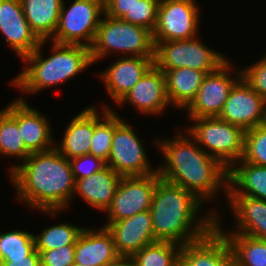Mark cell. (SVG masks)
I'll list each match as a JSON object with an SVG mask.
<instances>
[{"label": "cell", "instance_id": "cell-28", "mask_svg": "<svg viewBox=\"0 0 266 266\" xmlns=\"http://www.w3.org/2000/svg\"><path fill=\"white\" fill-rule=\"evenodd\" d=\"M219 215H216V227L227 238L238 266H266V240L245 234L228 233L221 230Z\"/></svg>", "mask_w": 266, "mask_h": 266}, {"label": "cell", "instance_id": "cell-7", "mask_svg": "<svg viewBox=\"0 0 266 266\" xmlns=\"http://www.w3.org/2000/svg\"><path fill=\"white\" fill-rule=\"evenodd\" d=\"M199 37L188 40L154 42L153 64L165 72L175 68H193L206 74L218 69L227 58L203 44Z\"/></svg>", "mask_w": 266, "mask_h": 266}, {"label": "cell", "instance_id": "cell-12", "mask_svg": "<svg viewBox=\"0 0 266 266\" xmlns=\"http://www.w3.org/2000/svg\"><path fill=\"white\" fill-rule=\"evenodd\" d=\"M230 70L233 68L227 60L218 69L206 74L196 97L185 108L189 118L218 117L220 115L231 89L242 78L241 68L236 78L231 77L232 71Z\"/></svg>", "mask_w": 266, "mask_h": 266}, {"label": "cell", "instance_id": "cell-17", "mask_svg": "<svg viewBox=\"0 0 266 266\" xmlns=\"http://www.w3.org/2000/svg\"><path fill=\"white\" fill-rule=\"evenodd\" d=\"M126 101L143 114L162 113L170 105L164 72L153 64L117 104Z\"/></svg>", "mask_w": 266, "mask_h": 266}, {"label": "cell", "instance_id": "cell-38", "mask_svg": "<svg viewBox=\"0 0 266 266\" xmlns=\"http://www.w3.org/2000/svg\"><path fill=\"white\" fill-rule=\"evenodd\" d=\"M137 0H104V14L122 19L132 9Z\"/></svg>", "mask_w": 266, "mask_h": 266}, {"label": "cell", "instance_id": "cell-39", "mask_svg": "<svg viewBox=\"0 0 266 266\" xmlns=\"http://www.w3.org/2000/svg\"><path fill=\"white\" fill-rule=\"evenodd\" d=\"M0 266H41L40 253L35 249L29 256L19 259H2Z\"/></svg>", "mask_w": 266, "mask_h": 266}, {"label": "cell", "instance_id": "cell-19", "mask_svg": "<svg viewBox=\"0 0 266 266\" xmlns=\"http://www.w3.org/2000/svg\"><path fill=\"white\" fill-rule=\"evenodd\" d=\"M111 109L105 106L99 116L96 107H87L81 113L70 121L65 130L60 145L55 148L67 159L89 154L91 141L94 132V126L103 118Z\"/></svg>", "mask_w": 266, "mask_h": 266}, {"label": "cell", "instance_id": "cell-33", "mask_svg": "<svg viewBox=\"0 0 266 266\" xmlns=\"http://www.w3.org/2000/svg\"><path fill=\"white\" fill-rule=\"evenodd\" d=\"M242 161L266 166V125L245 131Z\"/></svg>", "mask_w": 266, "mask_h": 266}, {"label": "cell", "instance_id": "cell-26", "mask_svg": "<svg viewBox=\"0 0 266 266\" xmlns=\"http://www.w3.org/2000/svg\"><path fill=\"white\" fill-rule=\"evenodd\" d=\"M31 29L41 40H50L56 31L63 0H20Z\"/></svg>", "mask_w": 266, "mask_h": 266}, {"label": "cell", "instance_id": "cell-10", "mask_svg": "<svg viewBox=\"0 0 266 266\" xmlns=\"http://www.w3.org/2000/svg\"><path fill=\"white\" fill-rule=\"evenodd\" d=\"M198 6L196 0H160L157 22L152 32L153 42L197 37L200 19Z\"/></svg>", "mask_w": 266, "mask_h": 266}, {"label": "cell", "instance_id": "cell-16", "mask_svg": "<svg viewBox=\"0 0 266 266\" xmlns=\"http://www.w3.org/2000/svg\"><path fill=\"white\" fill-rule=\"evenodd\" d=\"M182 266H232L234 255L224 234L215 227L203 238L181 247Z\"/></svg>", "mask_w": 266, "mask_h": 266}, {"label": "cell", "instance_id": "cell-15", "mask_svg": "<svg viewBox=\"0 0 266 266\" xmlns=\"http://www.w3.org/2000/svg\"><path fill=\"white\" fill-rule=\"evenodd\" d=\"M0 32L22 59L31 54L42 41L27 22L20 0H0Z\"/></svg>", "mask_w": 266, "mask_h": 266}, {"label": "cell", "instance_id": "cell-35", "mask_svg": "<svg viewBox=\"0 0 266 266\" xmlns=\"http://www.w3.org/2000/svg\"><path fill=\"white\" fill-rule=\"evenodd\" d=\"M241 74L244 81L266 100V56L253 65L241 69Z\"/></svg>", "mask_w": 266, "mask_h": 266}, {"label": "cell", "instance_id": "cell-4", "mask_svg": "<svg viewBox=\"0 0 266 266\" xmlns=\"http://www.w3.org/2000/svg\"><path fill=\"white\" fill-rule=\"evenodd\" d=\"M46 41L42 40L31 54L22 59L27 66L11 81L24 93L32 94L50 86H58L93 64L90 48L77 44L53 42V54L49 58H42L41 48Z\"/></svg>", "mask_w": 266, "mask_h": 266}, {"label": "cell", "instance_id": "cell-30", "mask_svg": "<svg viewBox=\"0 0 266 266\" xmlns=\"http://www.w3.org/2000/svg\"><path fill=\"white\" fill-rule=\"evenodd\" d=\"M84 228L68 222L45 227L41 234L34 236L36 250H53L66 245H75Z\"/></svg>", "mask_w": 266, "mask_h": 266}, {"label": "cell", "instance_id": "cell-31", "mask_svg": "<svg viewBox=\"0 0 266 266\" xmlns=\"http://www.w3.org/2000/svg\"><path fill=\"white\" fill-rule=\"evenodd\" d=\"M0 232V261L2 259H19L29 256L35 249L32 233L22 230Z\"/></svg>", "mask_w": 266, "mask_h": 266}, {"label": "cell", "instance_id": "cell-34", "mask_svg": "<svg viewBox=\"0 0 266 266\" xmlns=\"http://www.w3.org/2000/svg\"><path fill=\"white\" fill-rule=\"evenodd\" d=\"M160 0H137L132 9L122 18L123 21L149 29H155Z\"/></svg>", "mask_w": 266, "mask_h": 266}, {"label": "cell", "instance_id": "cell-40", "mask_svg": "<svg viewBox=\"0 0 266 266\" xmlns=\"http://www.w3.org/2000/svg\"><path fill=\"white\" fill-rule=\"evenodd\" d=\"M109 266H137L131 257H120Z\"/></svg>", "mask_w": 266, "mask_h": 266}, {"label": "cell", "instance_id": "cell-1", "mask_svg": "<svg viewBox=\"0 0 266 266\" xmlns=\"http://www.w3.org/2000/svg\"><path fill=\"white\" fill-rule=\"evenodd\" d=\"M9 170L17 199L29 207L56 216L73 199L76 181L71 164L56 148L32 152Z\"/></svg>", "mask_w": 266, "mask_h": 266}, {"label": "cell", "instance_id": "cell-29", "mask_svg": "<svg viewBox=\"0 0 266 266\" xmlns=\"http://www.w3.org/2000/svg\"><path fill=\"white\" fill-rule=\"evenodd\" d=\"M181 245L170 241H156L144 246L131 258L137 266H176Z\"/></svg>", "mask_w": 266, "mask_h": 266}, {"label": "cell", "instance_id": "cell-36", "mask_svg": "<svg viewBox=\"0 0 266 266\" xmlns=\"http://www.w3.org/2000/svg\"><path fill=\"white\" fill-rule=\"evenodd\" d=\"M69 161L75 181L100 172L106 167L104 160L92 154H84Z\"/></svg>", "mask_w": 266, "mask_h": 266}, {"label": "cell", "instance_id": "cell-37", "mask_svg": "<svg viewBox=\"0 0 266 266\" xmlns=\"http://www.w3.org/2000/svg\"><path fill=\"white\" fill-rule=\"evenodd\" d=\"M37 251L40 253L41 266H71L74 263L75 245Z\"/></svg>", "mask_w": 266, "mask_h": 266}, {"label": "cell", "instance_id": "cell-18", "mask_svg": "<svg viewBox=\"0 0 266 266\" xmlns=\"http://www.w3.org/2000/svg\"><path fill=\"white\" fill-rule=\"evenodd\" d=\"M154 57L126 55L101 73L106 91L118 103L153 65Z\"/></svg>", "mask_w": 266, "mask_h": 266}, {"label": "cell", "instance_id": "cell-21", "mask_svg": "<svg viewBox=\"0 0 266 266\" xmlns=\"http://www.w3.org/2000/svg\"><path fill=\"white\" fill-rule=\"evenodd\" d=\"M46 117L21 97L18 99V127L25 147L32 152L55 148L51 126ZM52 137V138H51ZM54 144V145H53Z\"/></svg>", "mask_w": 266, "mask_h": 266}, {"label": "cell", "instance_id": "cell-11", "mask_svg": "<svg viewBox=\"0 0 266 266\" xmlns=\"http://www.w3.org/2000/svg\"><path fill=\"white\" fill-rule=\"evenodd\" d=\"M158 173L144 176H122L112 203L106 210L107 222L127 219L137 213L150 210Z\"/></svg>", "mask_w": 266, "mask_h": 266}, {"label": "cell", "instance_id": "cell-14", "mask_svg": "<svg viewBox=\"0 0 266 266\" xmlns=\"http://www.w3.org/2000/svg\"><path fill=\"white\" fill-rule=\"evenodd\" d=\"M103 227L111 233L120 257H132L144 246L156 242L150 210L127 219L108 222Z\"/></svg>", "mask_w": 266, "mask_h": 266}, {"label": "cell", "instance_id": "cell-42", "mask_svg": "<svg viewBox=\"0 0 266 266\" xmlns=\"http://www.w3.org/2000/svg\"><path fill=\"white\" fill-rule=\"evenodd\" d=\"M71 266H86V265H82V264H79V263H73Z\"/></svg>", "mask_w": 266, "mask_h": 266}, {"label": "cell", "instance_id": "cell-24", "mask_svg": "<svg viewBox=\"0 0 266 266\" xmlns=\"http://www.w3.org/2000/svg\"><path fill=\"white\" fill-rule=\"evenodd\" d=\"M228 170L226 195H243L266 201V166L244 162Z\"/></svg>", "mask_w": 266, "mask_h": 266}, {"label": "cell", "instance_id": "cell-25", "mask_svg": "<svg viewBox=\"0 0 266 266\" xmlns=\"http://www.w3.org/2000/svg\"><path fill=\"white\" fill-rule=\"evenodd\" d=\"M170 104L185 109L196 97L206 73L193 68H175L164 72Z\"/></svg>", "mask_w": 266, "mask_h": 266}, {"label": "cell", "instance_id": "cell-6", "mask_svg": "<svg viewBox=\"0 0 266 266\" xmlns=\"http://www.w3.org/2000/svg\"><path fill=\"white\" fill-rule=\"evenodd\" d=\"M195 122L187 132L198 145L217 159L226 169L239 165L244 151L245 131L219 117L189 118ZM237 163V164H236Z\"/></svg>", "mask_w": 266, "mask_h": 266}, {"label": "cell", "instance_id": "cell-3", "mask_svg": "<svg viewBox=\"0 0 266 266\" xmlns=\"http://www.w3.org/2000/svg\"><path fill=\"white\" fill-rule=\"evenodd\" d=\"M202 202L194 193L160 178L150 208L155 240L183 246L211 232L216 227L217 213L210 212L197 220Z\"/></svg>", "mask_w": 266, "mask_h": 266}, {"label": "cell", "instance_id": "cell-9", "mask_svg": "<svg viewBox=\"0 0 266 266\" xmlns=\"http://www.w3.org/2000/svg\"><path fill=\"white\" fill-rule=\"evenodd\" d=\"M133 128L115 113V130L106 166L121 176H144L157 172L150 167L146 150ZM153 169V170H152Z\"/></svg>", "mask_w": 266, "mask_h": 266}, {"label": "cell", "instance_id": "cell-2", "mask_svg": "<svg viewBox=\"0 0 266 266\" xmlns=\"http://www.w3.org/2000/svg\"><path fill=\"white\" fill-rule=\"evenodd\" d=\"M177 133L169 140L156 139L165 159L157 169L160 178L194 193L203 202L216 198L220 188L227 194L228 169L199 147L188 132L189 137Z\"/></svg>", "mask_w": 266, "mask_h": 266}, {"label": "cell", "instance_id": "cell-13", "mask_svg": "<svg viewBox=\"0 0 266 266\" xmlns=\"http://www.w3.org/2000/svg\"><path fill=\"white\" fill-rule=\"evenodd\" d=\"M264 116L265 99L241 78L231 89L218 117L242 128L244 131H248L263 124Z\"/></svg>", "mask_w": 266, "mask_h": 266}, {"label": "cell", "instance_id": "cell-22", "mask_svg": "<svg viewBox=\"0 0 266 266\" xmlns=\"http://www.w3.org/2000/svg\"><path fill=\"white\" fill-rule=\"evenodd\" d=\"M238 224L232 233L266 240V201L243 195H226Z\"/></svg>", "mask_w": 266, "mask_h": 266}, {"label": "cell", "instance_id": "cell-23", "mask_svg": "<svg viewBox=\"0 0 266 266\" xmlns=\"http://www.w3.org/2000/svg\"><path fill=\"white\" fill-rule=\"evenodd\" d=\"M121 178V175L106 166L100 172L76 180L74 193H78L90 207L106 213Z\"/></svg>", "mask_w": 266, "mask_h": 266}, {"label": "cell", "instance_id": "cell-27", "mask_svg": "<svg viewBox=\"0 0 266 266\" xmlns=\"http://www.w3.org/2000/svg\"><path fill=\"white\" fill-rule=\"evenodd\" d=\"M0 154L24 161L31 152L25 147L18 127V99L0 110Z\"/></svg>", "mask_w": 266, "mask_h": 266}, {"label": "cell", "instance_id": "cell-41", "mask_svg": "<svg viewBox=\"0 0 266 266\" xmlns=\"http://www.w3.org/2000/svg\"><path fill=\"white\" fill-rule=\"evenodd\" d=\"M264 125H266V100H265V116H264V122H263Z\"/></svg>", "mask_w": 266, "mask_h": 266}, {"label": "cell", "instance_id": "cell-8", "mask_svg": "<svg viewBox=\"0 0 266 266\" xmlns=\"http://www.w3.org/2000/svg\"><path fill=\"white\" fill-rule=\"evenodd\" d=\"M62 4L58 25L51 42L91 47L101 16L104 0H74L66 9ZM84 40V41H83Z\"/></svg>", "mask_w": 266, "mask_h": 266}, {"label": "cell", "instance_id": "cell-20", "mask_svg": "<svg viewBox=\"0 0 266 266\" xmlns=\"http://www.w3.org/2000/svg\"><path fill=\"white\" fill-rule=\"evenodd\" d=\"M84 228L75 243L74 262L86 266H109L120 256L111 233L100 229Z\"/></svg>", "mask_w": 266, "mask_h": 266}, {"label": "cell", "instance_id": "cell-32", "mask_svg": "<svg viewBox=\"0 0 266 266\" xmlns=\"http://www.w3.org/2000/svg\"><path fill=\"white\" fill-rule=\"evenodd\" d=\"M111 110L94 126L89 154L99 157L105 162L109 158L111 143L115 130V112Z\"/></svg>", "mask_w": 266, "mask_h": 266}, {"label": "cell", "instance_id": "cell-5", "mask_svg": "<svg viewBox=\"0 0 266 266\" xmlns=\"http://www.w3.org/2000/svg\"><path fill=\"white\" fill-rule=\"evenodd\" d=\"M103 16L90 47L93 63L115 50L136 57H154L155 45L149 29L105 14Z\"/></svg>", "mask_w": 266, "mask_h": 266}]
</instances>
